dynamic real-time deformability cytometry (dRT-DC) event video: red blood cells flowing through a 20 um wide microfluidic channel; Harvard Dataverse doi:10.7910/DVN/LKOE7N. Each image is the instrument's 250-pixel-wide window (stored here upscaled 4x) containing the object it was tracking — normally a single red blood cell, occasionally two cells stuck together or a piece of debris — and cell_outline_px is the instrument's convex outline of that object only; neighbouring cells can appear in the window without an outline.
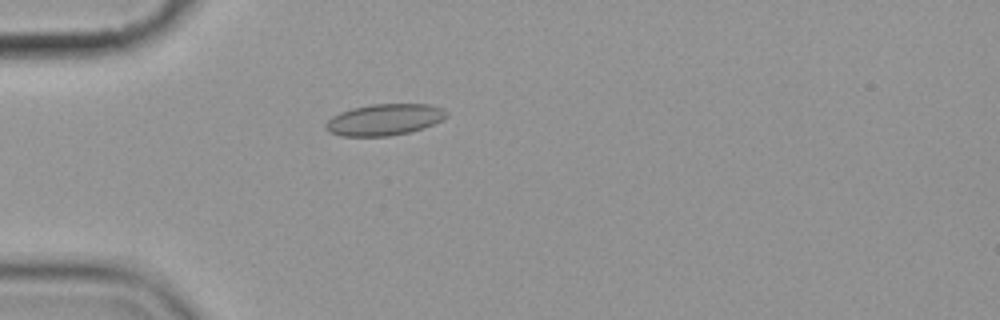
{"species": "common noctule bat (a hibernating species)", "species_latin": "Nyctalus noctula", "temperature_condition": "cold", "stored_images_in_passage": 5, "camera_frame_rate_fps": 3000, "um_per_image_px": 0.085, "animal": {"sex": "female", "body_mass_g": 19.9}, "frame": {"image": 1, "passage_image": 5, "time_ms": 4.667, "image_size_px": [1000, 320], "cell_outline_px": [[448, 116], [424, 128], [408, 132], [388, 136], [340, 136], [328, 132], [324, 128], [324, 124], [332, 116], [340, 112], [352, 108], [372, 104], [432, 104], [444, 108], [448, 112]], "centroid_in_image_um": [32.66, 10.16], "position_along_channel_um": 52.3, "area_um2": 22.25}}